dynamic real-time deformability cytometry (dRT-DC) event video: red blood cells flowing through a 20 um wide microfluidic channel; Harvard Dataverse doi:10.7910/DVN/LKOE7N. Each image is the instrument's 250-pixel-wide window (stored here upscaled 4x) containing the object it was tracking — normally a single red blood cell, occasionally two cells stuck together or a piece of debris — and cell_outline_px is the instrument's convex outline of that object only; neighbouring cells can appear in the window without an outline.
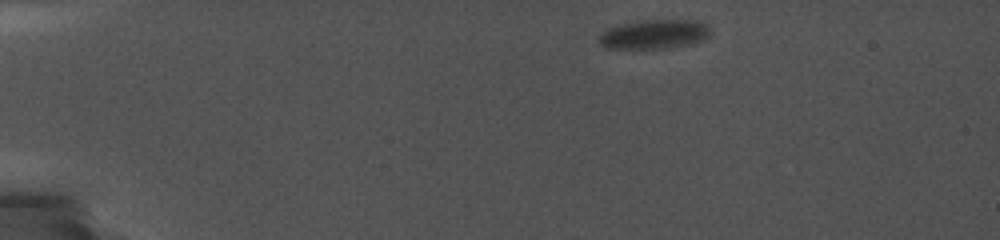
{"species": "common noctule bat (a hibernating species)", "species_latin": "Nyctalus noctula", "temperature_condition": "cold", "stored_images_in_passage": 7, "camera_frame_rate_fps": 5000, "um_per_image_px": 0.085, "animal": {"sex": "female", "body_mass_g": 19.0, "forearm_length_mm": 56.7}, "frame": {"image": 1, "passage_image": 1, "time_ms": 0.0, "image_size_px": [1000, 240], "cell_outline_px": [[712, 32], [708, 36], [700, 40], [688, 44], [668, 48], [604, 48], [596, 40], [600, 32], [608, 28], [624, 24], [644, 20], [696, 20], [712, 28]], "centroid_in_image_um": [55.57, 2.91], "position_along_channel_um": 29.4, "area_um2": 18.96}}